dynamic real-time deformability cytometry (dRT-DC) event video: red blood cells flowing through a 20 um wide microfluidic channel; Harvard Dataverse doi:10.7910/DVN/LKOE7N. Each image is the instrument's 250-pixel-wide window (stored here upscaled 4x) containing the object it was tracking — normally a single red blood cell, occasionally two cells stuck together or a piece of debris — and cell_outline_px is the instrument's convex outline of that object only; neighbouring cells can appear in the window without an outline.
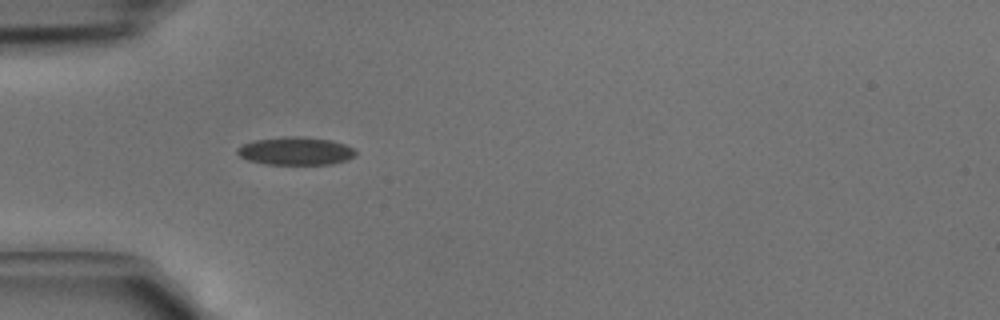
{"species": "common noctule bat (a hibernating species)", "species_latin": "Nyctalus noctula", "temperature_condition": "cold", "stored_images_in_passage": 2, "camera_frame_rate_fps": 3000, "um_per_image_px": 0.085, "animal": {"sex": "male", "body_mass_g": 15.6}, "frame": {"image": 1, "passage_image": 1, "time_ms": 0.0, "image_size_px": [1000, 320], "cell_outline_px": [[356, 156], [348, 160], [332, 164], [264, 164], [248, 160], [240, 156], [236, 152], [236, 148], [244, 144], [256, 140], [288, 136], [300, 136], [332, 140], [344, 144], [352, 148], [356, 152]], "centroid_in_image_um": [25.15, 12.84], "position_along_channel_um": 59.9, "area_um2": 19.31}}